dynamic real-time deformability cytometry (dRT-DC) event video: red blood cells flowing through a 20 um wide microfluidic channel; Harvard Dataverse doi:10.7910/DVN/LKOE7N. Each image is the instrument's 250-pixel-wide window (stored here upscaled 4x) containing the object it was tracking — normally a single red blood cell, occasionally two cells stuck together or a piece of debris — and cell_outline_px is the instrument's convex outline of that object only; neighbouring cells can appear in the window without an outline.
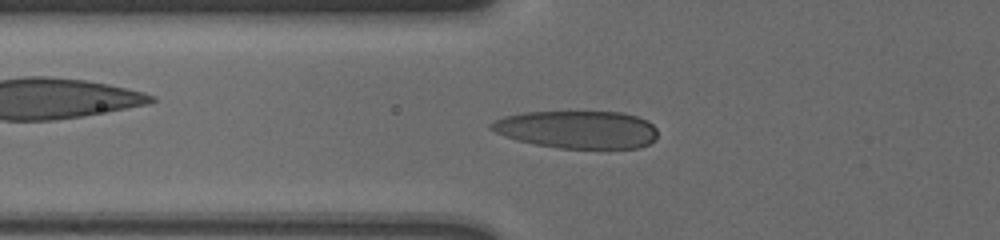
{"species": "human", "species_latin": "Homo sapiens", "temperature_condition": "cold", "stored_images_in_passage": 37, "camera_frame_rate_fps": 3000, "um_per_image_px": 0.085, "donor": {"sex": "male"}, "frame": {"image": 1, "passage_image": 2, "time_ms": 0.333, "image_size_px": [1000, 240], "cell_outline_px": [[656, 140], [640, 148], [560, 148], [536, 144], [504, 136], [488, 128], [488, 124], [504, 116], [524, 112], [624, 112], [648, 120], [656, 128]], "centroid_in_image_um": [49.09, 11.0], "position_along_channel_um": 76.7, "area_um2": 36.59}}
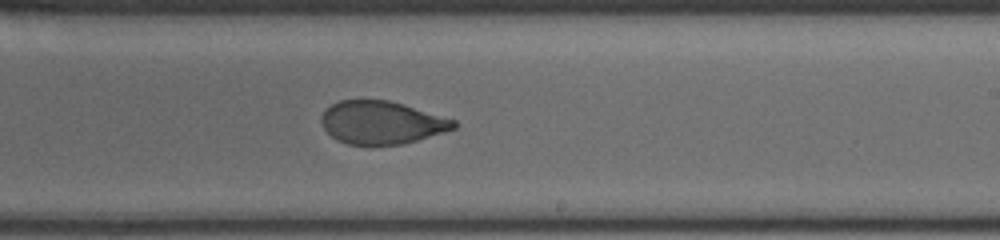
{"frame": {"image": 2, "passage_image": 17, "time_ms": 5.333, "image_size_px": [1000, 240], "cell_outline_px": [[456, 128], [444, 132], [404, 144], [372, 148], [368, 148], [348, 144], [336, 140], [324, 128], [320, 120], [320, 116], [332, 104], [340, 100], [388, 100], [404, 104], [456, 120]], "centroid_in_image_um": [32.42, 10.46], "position_along_channel_um": 256.6, "area_um2": 33.81}}
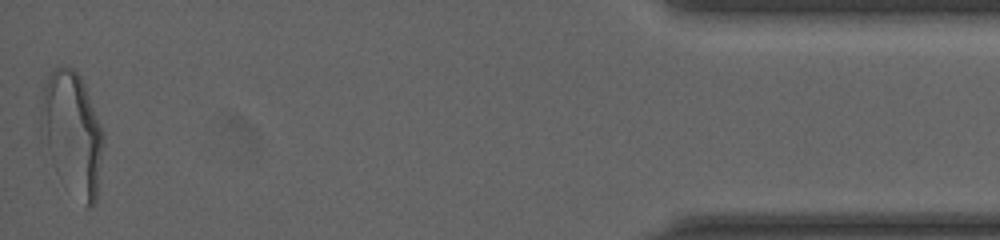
{"frame": {"image": 3, "passage_image": 37, "time_ms": 12.0, "image_size_px": [1000, 240], "cell_outline_px": [[104, 144], [96, 200], [88, 208], [84, 208], [52, 160], [40, 140], [40, 104], [44, 84], [48, 76], [56, 68], [72, 68], [80, 76], [84, 84], [104, 132]], "centroid_in_image_um": [6.14, 11.29], "position_along_channel_um": 429.1, "area_um2": 44.16}, "authors_computed_cell_mechanics": {"area_um2": 35.6626, "velocity_mm_per_s": 3.6195, "shape_relaxation_time_tau1_ms": 7.0123, "shape_relaxation_time_tau2_ms": 1.3618, "deformation_change_tau1": 0.2204, "deformation_change_tau2": 0.0628}}